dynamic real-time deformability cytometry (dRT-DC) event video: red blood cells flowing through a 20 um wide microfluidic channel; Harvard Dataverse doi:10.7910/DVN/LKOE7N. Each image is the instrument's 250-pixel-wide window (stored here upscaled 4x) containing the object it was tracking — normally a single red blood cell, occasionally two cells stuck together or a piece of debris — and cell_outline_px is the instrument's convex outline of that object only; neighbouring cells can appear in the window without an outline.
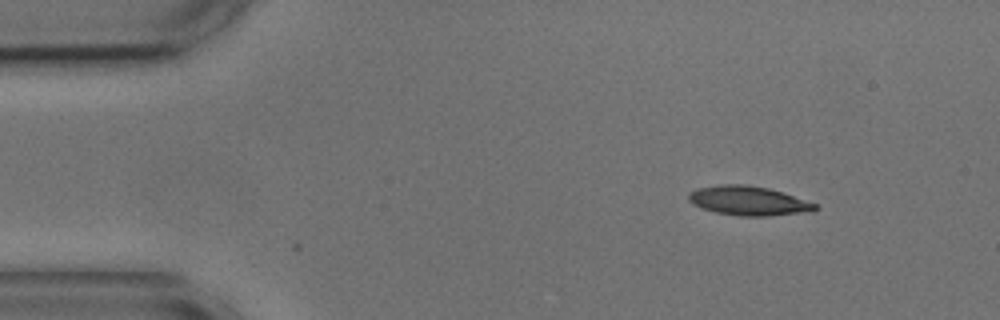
{"species": "common noctule bat (a hibernating species)", "species_latin": "Nyctalus noctula", "temperature_condition": "cold", "stored_images_in_passage": 2, "camera_frame_rate_fps": 3000, "um_per_image_px": 0.085, "animal": {"sex": "male", "body_mass_g": 17.9, "forearm_length_mm": 54.2}, "frame": {"image": 1, "passage_image": 1, "time_ms": 0.0, "image_size_px": [1000, 320], "cell_outline_px": [[820, 208], [812, 212], [768, 216], [740, 216], [716, 212], [692, 204], [688, 200], [688, 196], [692, 192], [700, 188], [720, 184], [744, 184], [768, 188], [784, 192], [816, 204]], "centroid_in_image_um": [63.68, 17.07], "position_along_channel_um": 21.3, "area_um2": 21.56}}
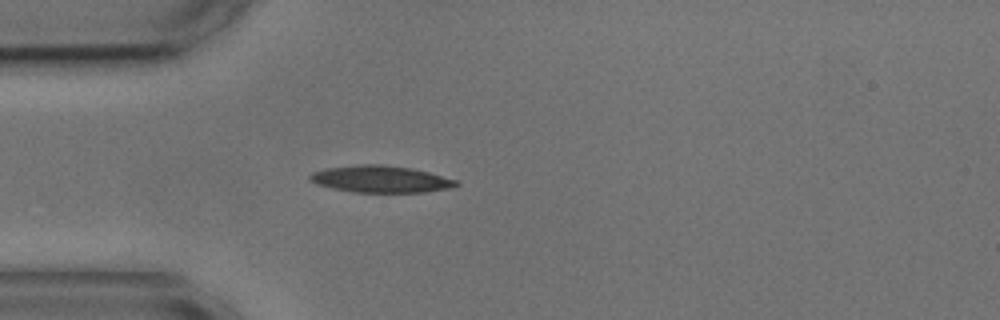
{"frame": {"image": 2, "passage_image": 2, "time_ms": 2.667, "image_size_px": [1000, 320], "cell_outline_px": [[460, 184], [448, 188], [424, 192], [352, 192], [332, 188], [316, 184], [308, 180], [308, 176], [312, 172], [328, 168], [360, 164], [380, 164], [412, 168], [428, 172], [456, 180]], "centroid_in_image_um": [32.31, 15.22], "position_along_channel_um": 52.7, "area_um2": 22.77}}